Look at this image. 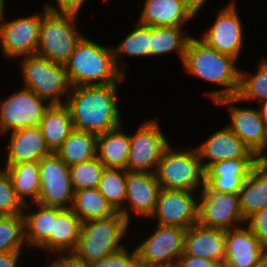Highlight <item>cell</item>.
<instances>
[{"label":"cell","instance_id":"1","mask_svg":"<svg viewBox=\"0 0 267 267\" xmlns=\"http://www.w3.org/2000/svg\"><path fill=\"white\" fill-rule=\"evenodd\" d=\"M120 85L73 86L65 105L70 110L74 130L99 135L122 125L117 94Z\"/></svg>","mask_w":267,"mask_h":267},{"label":"cell","instance_id":"2","mask_svg":"<svg viewBox=\"0 0 267 267\" xmlns=\"http://www.w3.org/2000/svg\"><path fill=\"white\" fill-rule=\"evenodd\" d=\"M234 57L220 53L209 47L200 38L191 37L182 62L184 72L220 89L206 92L212 102L225 97H234L238 93L240 68ZM223 87V88H222Z\"/></svg>","mask_w":267,"mask_h":267},{"label":"cell","instance_id":"3","mask_svg":"<svg viewBox=\"0 0 267 267\" xmlns=\"http://www.w3.org/2000/svg\"><path fill=\"white\" fill-rule=\"evenodd\" d=\"M84 36L64 64L71 86L123 83L124 75L116 66L113 49Z\"/></svg>","mask_w":267,"mask_h":267},{"label":"cell","instance_id":"4","mask_svg":"<svg viewBox=\"0 0 267 267\" xmlns=\"http://www.w3.org/2000/svg\"><path fill=\"white\" fill-rule=\"evenodd\" d=\"M131 224L121 212L82 223L75 250L70 256L83 267L120 250Z\"/></svg>","mask_w":267,"mask_h":267},{"label":"cell","instance_id":"5","mask_svg":"<svg viewBox=\"0 0 267 267\" xmlns=\"http://www.w3.org/2000/svg\"><path fill=\"white\" fill-rule=\"evenodd\" d=\"M155 174L161 189L200 192L205 185V170L196 147L173 148L170 144Z\"/></svg>","mask_w":267,"mask_h":267},{"label":"cell","instance_id":"6","mask_svg":"<svg viewBox=\"0 0 267 267\" xmlns=\"http://www.w3.org/2000/svg\"><path fill=\"white\" fill-rule=\"evenodd\" d=\"M19 66L22 73L23 87L34 91L51 105L65 104L71 91L64 64L55 63L37 54L23 56Z\"/></svg>","mask_w":267,"mask_h":267},{"label":"cell","instance_id":"7","mask_svg":"<svg viewBox=\"0 0 267 267\" xmlns=\"http://www.w3.org/2000/svg\"><path fill=\"white\" fill-rule=\"evenodd\" d=\"M78 17L48 11L42 18L36 54L55 63L65 64L85 36L78 31Z\"/></svg>","mask_w":267,"mask_h":267},{"label":"cell","instance_id":"8","mask_svg":"<svg viewBox=\"0 0 267 267\" xmlns=\"http://www.w3.org/2000/svg\"><path fill=\"white\" fill-rule=\"evenodd\" d=\"M5 5H3L0 12V47L2 55L13 60L36 54L42 18L48 10L43 6V12L41 11V13L36 12L30 16L6 20Z\"/></svg>","mask_w":267,"mask_h":267},{"label":"cell","instance_id":"9","mask_svg":"<svg viewBox=\"0 0 267 267\" xmlns=\"http://www.w3.org/2000/svg\"><path fill=\"white\" fill-rule=\"evenodd\" d=\"M51 104L34 91L23 87L0 100V134L39 126Z\"/></svg>","mask_w":267,"mask_h":267},{"label":"cell","instance_id":"10","mask_svg":"<svg viewBox=\"0 0 267 267\" xmlns=\"http://www.w3.org/2000/svg\"><path fill=\"white\" fill-rule=\"evenodd\" d=\"M157 119H146L130 135L127 170L155 173L163 151L170 145Z\"/></svg>","mask_w":267,"mask_h":267},{"label":"cell","instance_id":"11","mask_svg":"<svg viewBox=\"0 0 267 267\" xmlns=\"http://www.w3.org/2000/svg\"><path fill=\"white\" fill-rule=\"evenodd\" d=\"M153 233L136 245L139 266L162 267L176 264L184 253L186 229L156 224Z\"/></svg>","mask_w":267,"mask_h":267},{"label":"cell","instance_id":"12","mask_svg":"<svg viewBox=\"0 0 267 267\" xmlns=\"http://www.w3.org/2000/svg\"><path fill=\"white\" fill-rule=\"evenodd\" d=\"M39 172L41 188L37 203L70 209L74 191L69 166L55 152H51L39 161Z\"/></svg>","mask_w":267,"mask_h":267},{"label":"cell","instance_id":"13","mask_svg":"<svg viewBox=\"0 0 267 267\" xmlns=\"http://www.w3.org/2000/svg\"><path fill=\"white\" fill-rule=\"evenodd\" d=\"M198 193V224L201 226L226 231L246 223L240 209L238 194L219 191Z\"/></svg>","mask_w":267,"mask_h":267},{"label":"cell","instance_id":"14","mask_svg":"<svg viewBox=\"0 0 267 267\" xmlns=\"http://www.w3.org/2000/svg\"><path fill=\"white\" fill-rule=\"evenodd\" d=\"M216 15L215 21L200 39L209 47L239 60L244 46V25L239 17L237 4L231 0L222 7Z\"/></svg>","mask_w":267,"mask_h":267},{"label":"cell","instance_id":"15","mask_svg":"<svg viewBox=\"0 0 267 267\" xmlns=\"http://www.w3.org/2000/svg\"><path fill=\"white\" fill-rule=\"evenodd\" d=\"M193 191L160 189L149 217L155 224L188 229L198 223V196ZM195 195V196H194Z\"/></svg>","mask_w":267,"mask_h":267},{"label":"cell","instance_id":"16","mask_svg":"<svg viewBox=\"0 0 267 267\" xmlns=\"http://www.w3.org/2000/svg\"><path fill=\"white\" fill-rule=\"evenodd\" d=\"M240 100L225 97L214 104L228 109L230 123L228 127L243 141L244 145L255 155L263 148L267 136V122L257 108L240 107ZM236 103H239L238 105ZM238 106V107H237Z\"/></svg>","mask_w":267,"mask_h":267},{"label":"cell","instance_id":"17","mask_svg":"<svg viewBox=\"0 0 267 267\" xmlns=\"http://www.w3.org/2000/svg\"><path fill=\"white\" fill-rule=\"evenodd\" d=\"M160 189L155 173L127 170L126 199L120 212L130 224L133 216L131 212L145 220L149 219L155 210Z\"/></svg>","mask_w":267,"mask_h":267},{"label":"cell","instance_id":"18","mask_svg":"<svg viewBox=\"0 0 267 267\" xmlns=\"http://www.w3.org/2000/svg\"><path fill=\"white\" fill-rule=\"evenodd\" d=\"M257 165L256 158H235L215 162L205 170V185L201 191L239 194L244 180Z\"/></svg>","mask_w":267,"mask_h":267},{"label":"cell","instance_id":"19","mask_svg":"<svg viewBox=\"0 0 267 267\" xmlns=\"http://www.w3.org/2000/svg\"><path fill=\"white\" fill-rule=\"evenodd\" d=\"M267 254V248L245 226L225 231L223 267H256Z\"/></svg>","mask_w":267,"mask_h":267},{"label":"cell","instance_id":"20","mask_svg":"<svg viewBox=\"0 0 267 267\" xmlns=\"http://www.w3.org/2000/svg\"><path fill=\"white\" fill-rule=\"evenodd\" d=\"M196 147L204 170L215 162L235 158H256L243 141L226 125L210 134Z\"/></svg>","mask_w":267,"mask_h":267},{"label":"cell","instance_id":"21","mask_svg":"<svg viewBox=\"0 0 267 267\" xmlns=\"http://www.w3.org/2000/svg\"><path fill=\"white\" fill-rule=\"evenodd\" d=\"M4 165H14L27 161H40L51 153L45 143L39 126L21 128L9 132Z\"/></svg>","mask_w":267,"mask_h":267},{"label":"cell","instance_id":"22","mask_svg":"<svg viewBox=\"0 0 267 267\" xmlns=\"http://www.w3.org/2000/svg\"><path fill=\"white\" fill-rule=\"evenodd\" d=\"M138 23L146 26L184 27L196 15L185 0H144Z\"/></svg>","mask_w":267,"mask_h":267},{"label":"cell","instance_id":"23","mask_svg":"<svg viewBox=\"0 0 267 267\" xmlns=\"http://www.w3.org/2000/svg\"><path fill=\"white\" fill-rule=\"evenodd\" d=\"M82 221L71 209L56 207V219L50 238L39 248L50 255H70L76 248ZM51 252V253H50Z\"/></svg>","mask_w":267,"mask_h":267},{"label":"cell","instance_id":"24","mask_svg":"<svg viewBox=\"0 0 267 267\" xmlns=\"http://www.w3.org/2000/svg\"><path fill=\"white\" fill-rule=\"evenodd\" d=\"M184 254L224 264L225 231L195 224L186 229Z\"/></svg>","mask_w":267,"mask_h":267},{"label":"cell","instance_id":"25","mask_svg":"<svg viewBox=\"0 0 267 267\" xmlns=\"http://www.w3.org/2000/svg\"><path fill=\"white\" fill-rule=\"evenodd\" d=\"M23 218L26 245L28 248L31 246L30 248L39 249L53 232L56 207L44 206L37 202L28 203L25 204Z\"/></svg>","mask_w":267,"mask_h":267},{"label":"cell","instance_id":"26","mask_svg":"<svg viewBox=\"0 0 267 267\" xmlns=\"http://www.w3.org/2000/svg\"><path fill=\"white\" fill-rule=\"evenodd\" d=\"M129 148L130 135L122 130V125L97 135L96 157L105 168L127 170Z\"/></svg>","mask_w":267,"mask_h":267},{"label":"cell","instance_id":"27","mask_svg":"<svg viewBox=\"0 0 267 267\" xmlns=\"http://www.w3.org/2000/svg\"><path fill=\"white\" fill-rule=\"evenodd\" d=\"M238 195L245 221L259 210L267 207V167L257 165L244 180Z\"/></svg>","mask_w":267,"mask_h":267},{"label":"cell","instance_id":"28","mask_svg":"<svg viewBox=\"0 0 267 267\" xmlns=\"http://www.w3.org/2000/svg\"><path fill=\"white\" fill-rule=\"evenodd\" d=\"M39 128L51 152H55L74 130L71 113L65 104L51 105L45 112Z\"/></svg>","mask_w":267,"mask_h":267},{"label":"cell","instance_id":"29","mask_svg":"<svg viewBox=\"0 0 267 267\" xmlns=\"http://www.w3.org/2000/svg\"><path fill=\"white\" fill-rule=\"evenodd\" d=\"M2 167L10 175L13 188L24 204L38 201L41 188L38 161H27Z\"/></svg>","mask_w":267,"mask_h":267},{"label":"cell","instance_id":"30","mask_svg":"<svg viewBox=\"0 0 267 267\" xmlns=\"http://www.w3.org/2000/svg\"><path fill=\"white\" fill-rule=\"evenodd\" d=\"M183 29V27L177 26H150L152 57L174 52L182 63L187 44L192 37L190 33L183 34Z\"/></svg>","mask_w":267,"mask_h":267},{"label":"cell","instance_id":"31","mask_svg":"<svg viewBox=\"0 0 267 267\" xmlns=\"http://www.w3.org/2000/svg\"><path fill=\"white\" fill-rule=\"evenodd\" d=\"M112 49L115 64L125 75L126 71L124 69H126L127 63L123 62V57H152L150 26L140 24L136 21L134 29H132L117 46H113Z\"/></svg>","mask_w":267,"mask_h":267},{"label":"cell","instance_id":"32","mask_svg":"<svg viewBox=\"0 0 267 267\" xmlns=\"http://www.w3.org/2000/svg\"><path fill=\"white\" fill-rule=\"evenodd\" d=\"M82 223L110 217L116 213L106 198L97 188L74 191L73 203L70 208Z\"/></svg>","mask_w":267,"mask_h":267},{"label":"cell","instance_id":"33","mask_svg":"<svg viewBox=\"0 0 267 267\" xmlns=\"http://www.w3.org/2000/svg\"><path fill=\"white\" fill-rule=\"evenodd\" d=\"M96 149V134L73 130L55 153L66 165L71 166L95 158Z\"/></svg>","mask_w":267,"mask_h":267},{"label":"cell","instance_id":"34","mask_svg":"<svg viewBox=\"0 0 267 267\" xmlns=\"http://www.w3.org/2000/svg\"><path fill=\"white\" fill-rule=\"evenodd\" d=\"M256 73L240 70L239 89L236 97L243 101L260 103L267 99V58L259 62Z\"/></svg>","mask_w":267,"mask_h":267},{"label":"cell","instance_id":"35","mask_svg":"<svg viewBox=\"0 0 267 267\" xmlns=\"http://www.w3.org/2000/svg\"><path fill=\"white\" fill-rule=\"evenodd\" d=\"M126 174L123 168H105L97 188L116 212L125 205Z\"/></svg>","mask_w":267,"mask_h":267},{"label":"cell","instance_id":"36","mask_svg":"<svg viewBox=\"0 0 267 267\" xmlns=\"http://www.w3.org/2000/svg\"><path fill=\"white\" fill-rule=\"evenodd\" d=\"M24 218L21 215L0 216V253L24 251Z\"/></svg>","mask_w":267,"mask_h":267},{"label":"cell","instance_id":"37","mask_svg":"<svg viewBox=\"0 0 267 267\" xmlns=\"http://www.w3.org/2000/svg\"><path fill=\"white\" fill-rule=\"evenodd\" d=\"M73 191L98 188L105 166L97 157L69 166Z\"/></svg>","mask_w":267,"mask_h":267},{"label":"cell","instance_id":"38","mask_svg":"<svg viewBox=\"0 0 267 267\" xmlns=\"http://www.w3.org/2000/svg\"><path fill=\"white\" fill-rule=\"evenodd\" d=\"M0 164V216L21 215L25 204L17 196L13 184L4 167Z\"/></svg>","mask_w":267,"mask_h":267},{"label":"cell","instance_id":"39","mask_svg":"<svg viewBox=\"0 0 267 267\" xmlns=\"http://www.w3.org/2000/svg\"><path fill=\"white\" fill-rule=\"evenodd\" d=\"M85 267H139L138 252L136 247L129 251V248L124 246L109 256Z\"/></svg>","mask_w":267,"mask_h":267},{"label":"cell","instance_id":"40","mask_svg":"<svg viewBox=\"0 0 267 267\" xmlns=\"http://www.w3.org/2000/svg\"><path fill=\"white\" fill-rule=\"evenodd\" d=\"M245 225L267 248V207L250 216Z\"/></svg>","mask_w":267,"mask_h":267},{"label":"cell","instance_id":"41","mask_svg":"<svg viewBox=\"0 0 267 267\" xmlns=\"http://www.w3.org/2000/svg\"><path fill=\"white\" fill-rule=\"evenodd\" d=\"M87 0H55V3H45L43 4L45 8L52 13L55 14H72L77 15L80 14L81 7L85 4Z\"/></svg>","mask_w":267,"mask_h":267},{"label":"cell","instance_id":"42","mask_svg":"<svg viewBox=\"0 0 267 267\" xmlns=\"http://www.w3.org/2000/svg\"><path fill=\"white\" fill-rule=\"evenodd\" d=\"M177 264L180 267H223L221 262L185 255L184 253L178 258Z\"/></svg>","mask_w":267,"mask_h":267},{"label":"cell","instance_id":"43","mask_svg":"<svg viewBox=\"0 0 267 267\" xmlns=\"http://www.w3.org/2000/svg\"><path fill=\"white\" fill-rule=\"evenodd\" d=\"M23 251H10L0 253V267H18Z\"/></svg>","mask_w":267,"mask_h":267},{"label":"cell","instance_id":"44","mask_svg":"<svg viewBox=\"0 0 267 267\" xmlns=\"http://www.w3.org/2000/svg\"><path fill=\"white\" fill-rule=\"evenodd\" d=\"M53 261V262H52ZM47 267H83L81 264H79L77 261H75L70 255L65 256H57V258L54 260V258L50 261H46Z\"/></svg>","mask_w":267,"mask_h":267},{"label":"cell","instance_id":"45","mask_svg":"<svg viewBox=\"0 0 267 267\" xmlns=\"http://www.w3.org/2000/svg\"><path fill=\"white\" fill-rule=\"evenodd\" d=\"M206 2H208V0H185L186 5L193 11L196 16H198L200 11H202Z\"/></svg>","mask_w":267,"mask_h":267},{"label":"cell","instance_id":"46","mask_svg":"<svg viewBox=\"0 0 267 267\" xmlns=\"http://www.w3.org/2000/svg\"><path fill=\"white\" fill-rule=\"evenodd\" d=\"M257 164L267 167V136L266 141L261 151L256 155Z\"/></svg>","mask_w":267,"mask_h":267},{"label":"cell","instance_id":"47","mask_svg":"<svg viewBox=\"0 0 267 267\" xmlns=\"http://www.w3.org/2000/svg\"><path fill=\"white\" fill-rule=\"evenodd\" d=\"M260 104V105H259ZM258 105L260 108H258ZM257 108L259 109L260 111V114L262 115V117L266 120L267 122V99L258 103L257 104Z\"/></svg>","mask_w":267,"mask_h":267},{"label":"cell","instance_id":"48","mask_svg":"<svg viewBox=\"0 0 267 267\" xmlns=\"http://www.w3.org/2000/svg\"><path fill=\"white\" fill-rule=\"evenodd\" d=\"M256 267H267V254L262 258Z\"/></svg>","mask_w":267,"mask_h":267},{"label":"cell","instance_id":"49","mask_svg":"<svg viewBox=\"0 0 267 267\" xmlns=\"http://www.w3.org/2000/svg\"><path fill=\"white\" fill-rule=\"evenodd\" d=\"M162 267H180V266L176 263V264H171V265L162 266Z\"/></svg>","mask_w":267,"mask_h":267},{"label":"cell","instance_id":"50","mask_svg":"<svg viewBox=\"0 0 267 267\" xmlns=\"http://www.w3.org/2000/svg\"><path fill=\"white\" fill-rule=\"evenodd\" d=\"M4 4H5V0H0V12Z\"/></svg>","mask_w":267,"mask_h":267}]
</instances>
